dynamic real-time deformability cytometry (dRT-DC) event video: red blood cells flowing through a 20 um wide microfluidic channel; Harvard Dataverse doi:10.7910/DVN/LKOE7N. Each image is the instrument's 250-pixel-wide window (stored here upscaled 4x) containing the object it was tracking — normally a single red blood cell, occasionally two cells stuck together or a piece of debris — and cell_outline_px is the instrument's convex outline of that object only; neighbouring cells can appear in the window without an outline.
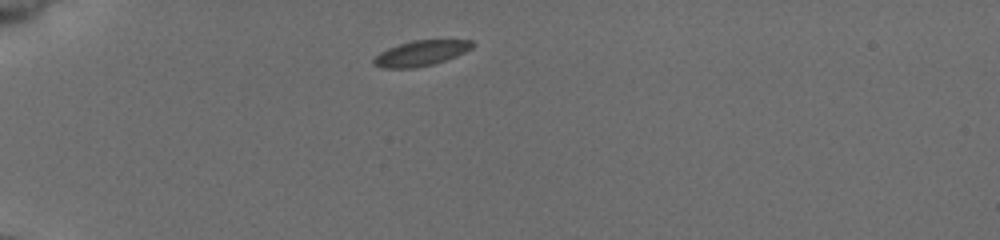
{"species": "common noctule bat (a hibernating species)", "species_latin": "Nyctalus noctula", "temperature_condition": "cold", "stored_images_in_passage": 6, "camera_frame_rate_fps": 3000, "um_per_image_px": 0.085, "animal": {"sex": "female", "body_mass_g": 19.5, "forearm_length_mm": 54.1}, "frame": {"image": 1, "passage_image": 1, "time_ms": 0.0, "image_size_px": [1000, 240], "cell_outline_px": [[476, 44], [472, 48], [456, 56], [432, 64], [412, 68], [384, 68], [372, 64], [372, 60], [380, 52], [388, 48], [412, 40], [472, 40]], "centroid_in_image_um": [35.77, 4.51], "position_along_channel_um": 49.2, "area_um2": 14.45}}
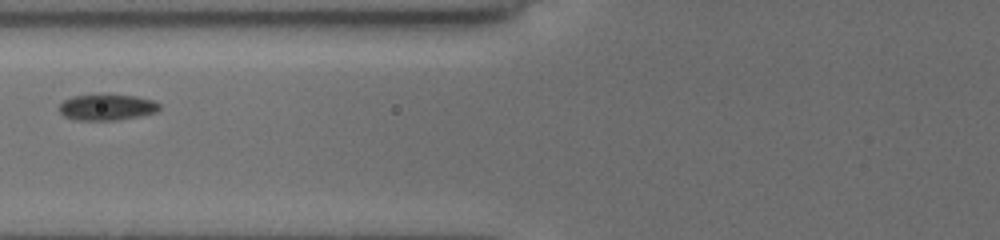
{"frame": {"image": 2, "passage_image": 4, "time_ms": 1.0, "image_size_px": [1000, 240], "cell_outline_px": [[160, 108], [156, 112], [140, 116], [116, 120], [76, 120], [64, 116], [60, 112], [60, 104], [64, 100], [72, 96], [136, 96], [152, 100], [160, 104]], "centroid_in_image_um": [9.1, 9.14], "position_along_channel_um": 116.7, "area_um2": 14.8}}
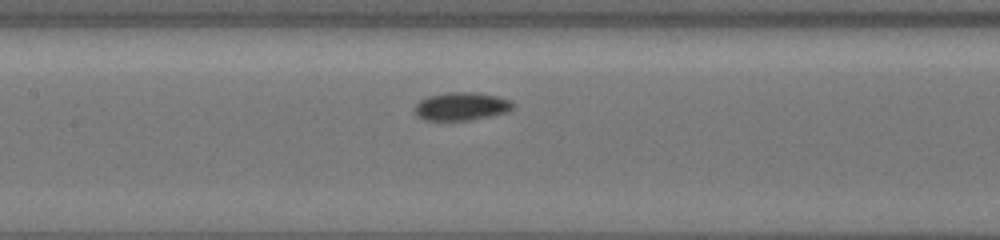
{"frame": {"image": 3, "passage_image": 6, "time_ms": 1.667, "image_size_px": [1000, 240], "cell_outline_px": [[516, 104], [508, 112], [472, 120], [424, 120], [416, 116], [416, 104], [420, 100], [428, 96], [444, 92], [476, 92], [496, 96], [512, 100]], "centroid_in_image_um": [39.25, 9.03], "position_along_channel_um": 168.2, "area_um2": 16.24}}